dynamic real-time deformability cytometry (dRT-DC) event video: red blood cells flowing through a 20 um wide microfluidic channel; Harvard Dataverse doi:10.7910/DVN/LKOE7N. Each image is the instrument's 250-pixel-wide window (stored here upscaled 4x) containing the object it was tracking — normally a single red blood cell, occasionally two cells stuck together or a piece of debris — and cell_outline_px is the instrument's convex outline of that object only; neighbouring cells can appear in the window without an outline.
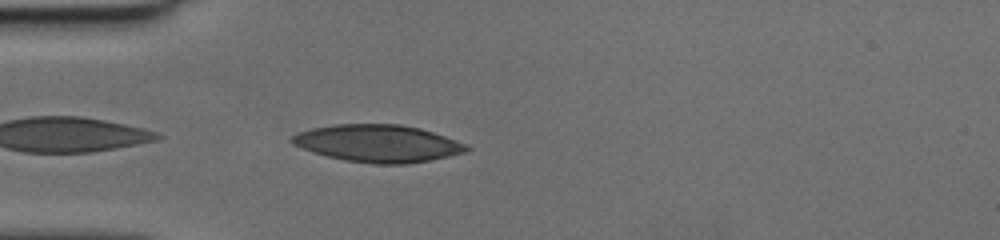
{"species": "human", "species_latin": "Homo sapiens", "temperature_condition": "cold", "stored_images_in_passage": 34, "camera_frame_rate_fps": 3000, "um_per_image_px": 0.085, "donor": {"sex": "female"}, "frame": {"image": 1, "passage_image": 1, "time_ms": 0.0, "image_size_px": [1000, 240], "cell_outline_px": [[472, 148], [468, 152], [408, 164], [376, 164], [344, 160], [312, 152], [292, 144], [288, 140], [296, 132], [312, 128], [336, 124], [400, 124], [420, 128], [468, 144]], "centroid_in_image_um": [32.12, 12.19], "position_along_channel_um": 52.9, "area_um2": 38.09}}
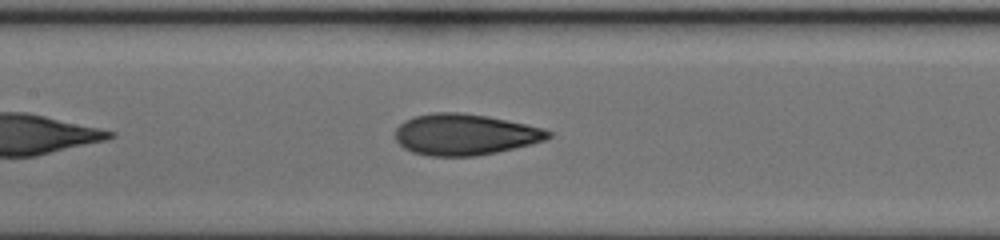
{"frame": {"image": 2, "passage_image": 10, "time_ms": 3.0, "image_size_px": [1000, 240], "cell_outline_px": [[552, 136], [544, 140], [532, 144], [496, 152], [476, 156], [428, 156], [412, 152], [404, 148], [396, 140], [396, 128], [404, 120], [416, 116], [436, 112], [456, 112], [488, 116], [544, 128], [552, 132]], "centroid_in_image_um": [39.52, 11.44], "position_along_channel_um": 167.9, "area_um2": 36.65}}
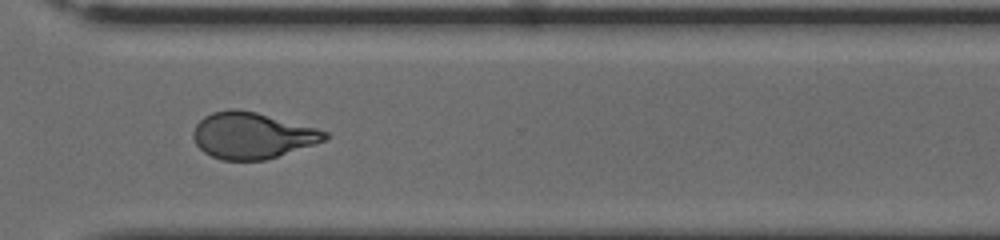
{"frame": {"image": 3, "passage_image": 23, "time_ms": 7.333, "image_size_px": [1000, 240], "cell_outline_px": [[328, 136], [324, 140], [264, 160], [220, 160], [204, 152], [196, 144], [192, 136], [192, 132], [196, 124], [204, 116], [212, 112], [232, 108], [236, 108], [256, 112], [316, 128], [328, 132]], "centroid_in_image_um": [21.36, 11.5], "position_along_channel_um": 349.2, "area_um2": 35.08}}